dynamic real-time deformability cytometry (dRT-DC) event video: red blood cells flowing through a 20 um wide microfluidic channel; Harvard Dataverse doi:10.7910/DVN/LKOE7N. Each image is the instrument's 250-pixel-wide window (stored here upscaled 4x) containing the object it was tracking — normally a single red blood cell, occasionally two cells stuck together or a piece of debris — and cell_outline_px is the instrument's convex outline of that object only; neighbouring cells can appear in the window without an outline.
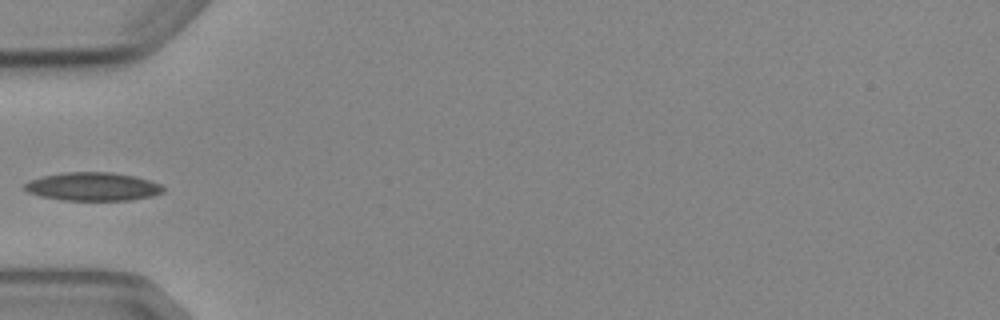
{"species": "Egyptian fruit bat (a non-hibernating species)", "species_latin": "Rousettus aegyptiacus", "temperature_condition": "cold", "stored_images_in_passage": 3, "camera_frame_rate_fps": 3000, "um_per_image_px": 0.085, "animal": {"sex": "female"}, "frame": {"image": 1, "passage_image": 2, "time_ms": 1.333, "image_size_px": [1000, 320], "cell_outline_px": [[164, 192], [152, 196], [128, 200], [64, 200], [40, 196], [28, 192], [24, 188], [24, 184], [28, 180], [40, 176], [60, 172], [112, 172], [136, 176], [160, 184], [164, 188]], "centroid_in_image_um": [7.86, 15.85], "position_along_channel_um": 77.1, "area_um2": 23.06}}
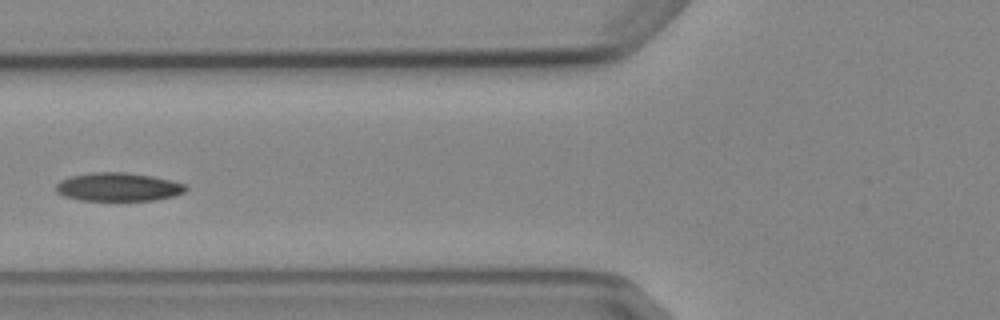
{"frame": {"image": 2, "passage_image": 3, "time_ms": 2.333, "image_size_px": [1000, 320], "cell_outline_px": [[188, 188], [184, 192], [172, 196], [156, 200], [80, 200], [64, 196], [56, 192], [56, 184], [60, 180], [72, 176], [92, 172], [124, 172], [152, 176], [172, 180], [184, 184]], "centroid_in_image_um": [10.04, 15.89], "position_along_channel_um": 115.8, "area_um2": 21.44}}